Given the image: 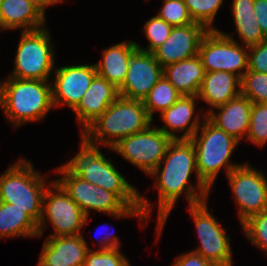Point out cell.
Returning <instances> with one entry per match:
<instances>
[{
    "label": "cell",
    "instance_id": "obj_1",
    "mask_svg": "<svg viewBox=\"0 0 267 266\" xmlns=\"http://www.w3.org/2000/svg\"><path fill=\"white\" fill-rule=\"evenodd\" d=\"M195 174L196 184L190 181ZM154 178L157 189L156 238H160L170 212L179 197L185 194L188 206L208 200L211 189L199 178L196 151L190 140H172L165 156L149 175Z\"/></svg>",
    "mask_w": 267,
    "mask_h": 266
},
{
    "label": "cell",
    "instance_id": "obj_2",
    "mask_svg": "<svg viewBox=\"0 0 267 266\" xmlns=\"http://www.w3.org/2000/svg\"><path fill=\"white\" fill-rule=\"evenodd\" d=\"M77 154L65 164L82 180L115 193L127 206H141L143 216L149 222L153 204L136 187L124 178L99 147L88 145L80 139Z\"/></svg>",
    "mask_w": 267,
    "mask_h": 266
},
{
    "label": "cell",
    "instance_id": "obj_3",
    "mask_svg": "<svg viewBox=\"0 0 267 266\" xmlns=\"http://www.w3.org/2000/svg\"><path fill=\"white\" fill-rule=\"evenodd\" d=\"M153 122L143 101L119 96L80 138L88 145L106 147L110 151L123 138L144 131Z\"/></svg>",
    "mask_w": 267,
    "mask_h": 266
},
{
    "label": "cell",
    "instance_id": "obj_4",
    "mask_svg": "<svg viewBox=\"0 0 267 266\" xmlns=\"http://www.w3.org/2000/svg\"><path fill=\"white\" fill-rule=\"evenodd\" d=\"M0 108L17 129L44 120L54 106L50 81L6 77L0 82Z\"/></svg>",
    "mask_w": 267,
    "mask_h": 266
},
{
    "label": "cell",
    "instance_id": "obj_5",
    "mask_svg": "<svg viewBox=\"0 0 267 266\" xmlns=\"http://www.w3.org/2000/svg\"><path fill=\"white\" fill-rule=\"evenodd\" d=\"M54 173L61 174L60 178L55 180L86 216H90L91 211L102 212L115 219L139 218L142 228L148 225L141 206H127L115 193L82 180L66 164L60 165Z\"/></svg>",
    "mask_w": 267,
    "mask_h": 266
},
{
    "label": "cell",
    "instance_id": "obj_6",
    "mask_svg": "<svg viewBox=\"0 0 267 266\" xmlns=\"http://www.w3.org/2000/svg\"><path fill=\"white\" fill-rule=\"evenodd\" d=\"M48 183L26 158H19L0 174V201L24 210L37 224L42 215L43 197Z\"/></svg>",
    "mask_w": 267,
    "mask_h": 266
},
{
    "label": "cell",
    "instance_id": "obj_7",
    "mask_svg": "<svg viewBox=\"0 0 267 266\" xmlns=\"http://www.w3.org/2000/svg\"><path fill=\"white\" fill-rule=\"evenodd\" d=\"M196 151L199 178L212 190L220 170L227 176L241 164L230 161L240 142L218 128L207 117L190 139Z\"/></svg>",
    "mask_w": 267,
    "mask_h": 266
},
{
    "label": "cell",
    "instance_id": "obj_8",
    "mask_svg": "<svg viewBox=\"0 0 267 266\" xmlns=\"http://www.w3.org/2000/svg\"><path fill=\"white\" fill-rule=\"evenodd\" d=\"M13 70L7 77L51 81L55 70V48L47 26L20 34Z\"/></svg>",
    "mask_w": 267,
    "mask_h": 266
},
{
    "label": "cell",
    "instance_id": "obj_9",
    "mask_svg": "<svg viewBox=\"0 0 267 266\" xmlns=\"http://www.w3.org/2000/svg\"><path fill=\"white\" fill-rule=\"evenodd\" d=\"M88 220L89 216L85 215L63 187L56 180L50 181L43 197L42 215L38 223V239L43 237L49 223L54 231L47 237L83 234L81 231L85 229Z\"/></svg>",
    "mask_w": 267,
    "mask_h": 266
},
{
    "label": "cell",
    "instance_id": "obj_10",
    "mask_svg": "<svg viewBox=\"0 0 267 266\" xmlns=\"http://www.w3.org/2000/svg\"><path fill=\"white\" fill-rule=\"evenodd\" d=\"M205 72L225 71L240 79L248 70V47L227 32L208 30L198 51Z\"/></svg>",
    "mask_w": 267,
    "mask_h": 266
},
{
    "label": "cell",
    "instance_id": "obj_11",
    "mask_svg": "<svg viewBox=\"0 0 267 266\" xmlns=\"http://www.w3.org/2000/svg\"><path fill=\"white\" fill-rule=\"evenodd\" d=\"M208 207V200L188 206L199 239V245L193 251L216 266H232L230 235Z\"/></svg>",
    "mask_w": 267,
    "mask_h": 266
},
{
    "label": "cell",
    "instance_id": "obj_12",
    "mask_svg": "<svg viewBox=\"0 0 267 266\" xmlns=\"http://www.w3.org/2000/svg\"><path fill=\"white\" fill-rule=\"evenodd\" d=\"M171 142L169 136L151 124L144 131L126 136L110 150L149 176L160 164Z\"/></svg>",
    "mask_w": 267,
    "mask_h": 266
},
{
    "label": "cell",
    "instance_id": "obj_13",
    "mask_svg": "<svg viewBox=\"0 0 267 266\" xmlns=\"http://www.w3.org/2000/svg\"><path fill=\"white\" fill-rule=\"evenodd\" d=\"M249 163H241L226 177L238 207L240 224L254 214L267 211V176Z\"/></svg>",
    "mask_w": 267,
    "mask_h": 266
},
{
    "label": "cell",
    "instance_id": "obj_14",
    "mask_svg": "<svg viewBox=\"0 0 267 266\" xmlns=\"http://www.w3.org/2000/svg\"><path fill=\"white\" fill-rule=\"evenodd\" d=\"M96 75L94 64L55 68L51 79L54 108L66 105L73 111L80 103Z\"/></svg>",
    "mask_w": 267,
    "mask_h": 266
},
{
    "label": "cell",
    "instance_id": "obj_15",
    "mask_svg": "<svg viewBox=\"0 0 267 266\" xmlns=\"http://www.w3.org/2000/svg\"><path fill=\"white\" fill-rule=\"evenodd\" d=\"M162 76L163 67L154 54L137 49L130 58L125 80L118 88L119 96L143 101Z\"/></svg>",
    "mask_w": 267,
    "mask_h": 266
},
{
    "label": "cell",
    "instance_id": "obj_16",
    "mask_svg": "<svg viewBox=\"0 0 267 266\" xmlns=\"http://www.w3.org/2000/svg\"><path fill=\"white\" fill-rule=\"evenodd\" d=\"M208 29L200 23L173 27L169 37L154 52L159 64L164 68L175 62L198 55L200 43Z\"/></svg>",
    "mask_w": 267,
    "mask_h": 266
},
{
    "label": "cell",
    "instance_id": "obj_17",
    "mask_svg": "<svg viewBox=\"0 0 267 266\" xmlns=\"http://www.w3.org/2000/svg\"><path fill=\"white\" fill-rule=\"evenodd\" d=\"M197 100V96L181 95L171 107L159 114L164 125L156 127L172 140H190L206 118L202 112H196ZM180 132L183 133L181 136Z\"/></svg>",
    "mask_w": 267,
    "mask_h": 266
},
{
    "label": "cell",
    "instance_id": "obj_18",
    "mask_svg": "<svg viewBox=\"0 0 267 266\" xmlns=\"http://www.w3.org/2000/svg\"><path fill=\"white\" fill-rule=\"evenodd\" d=\"M47 0H3L0 4V30L33 31L47 26Z\"/></svg>",
    "mask_w": 267,
    "mask_h": 266
},
{
    "label": "cell",
    "instance_id": "obj_19",
    "mask_svg": "<svg viewBox=\"0 0 267 266\" xmlns=\"http://www.w3.org/2000/svg\"><path fill=\"white\" fill-rule=\"evenodd\" d=\"M88 250L83 234L47 237L37 266H83Z\"/></svg>",
    "mask_w": 267,
    "mask_h": 266
},
{
    "label": "cell",
    "instance_id": "obj_20",
    "mask_svg": "<svg viewBox=\"0 0 267 266\" xmlns=\"http://www.w3.org/2000/svg\"><path fill=\"white\" fill-rule=\"evenodd\" d=\"M118 97V88L97 74L73 110L76 121L80 123V133L100 117Z\"/></svg>",
    "mask_w": 267,
    "mask_h": 266
},
{
    "label": "cell",
    "instance_id": "obj_21",
    "mask_svg": "<svg viewBox=\"0 0 267 266\" xmlns=\"http://www.w3.org/2000/svg\"><path fill=\"white\" fill-rule=\"evenodd\" d=\"M251 107L252 102L240 94L226 104L214 108L206 117L218 128L241 142L246 139L249 130Z\"/></svg>",
    "mask_w": 267,
    "mask_h": 266
},
{
    "label": "cell",
    "instance_id": "obj_22",
    "mask_svg": "<svg viewBox=\"0 0 267 266\" xmlns=\"http://www.w3.org/2000/svg\"><path fill=\"white\" fill-rule=\"evenodd\" d=\"M241 94V79L225 71L205 72L197 94L199 100L209 105L207 115L214 108L226 104Z\"/></svg>",
    "mask_w": 267,
    "mask_h": 266
},
{
    "label": "cell",
    "instance_id": "obj_23",
    "mask_svg": "<svg viewBox=\"0 0 267 266\" xmlns=\"http://www.w3.org/2000/svg\"><path fill=\"white\" fill-rule=\"evenodd\" d=\"M137 49L133 40L105 48L102 59L94 63L97 74L119 88L125 80L130 58Z\"/></svg>",
    "mask_w": 267,
    "mask_h": 266
},
{
    "label": "cell",
    "instance_id": "obj_24",
    "mask_svg": "<svg viewBox=\"0 0 267 266\" xmlns=\"http://www.w3.org/2000/svg\"><path fill=\"white\" fill-rule=\"evenodd\" d=\"M163 76L183 96H197L205 76L201 58L181 60L163 68Z\"/></svg>",
    "mask_w": 267,
    "mask_h": 266
},
{
    "label": "cell",
    "instance_id": "obj_25",
    "mask_svg": "<svg viewBox=\"0 0 267 266\" xmlns=\"http://www.w3.org/2000/svg\"><path fill=\"white\" fill-rule=\"evenodd\" d=\"M231 14L235 30L241 45L251 47L266 40L267 37L257 23L256 13L254 11V0H232Z\"/></svg>",
    "mask_w": 267,
    "mask_h": 266
},
{
    "label": "cell",
    "instance_id": "obj_26",
    "mask_svg": "<svg viewBox=\"0 0 267 266\" xmlns=\"http://www.w3.org/2000/svg\"><path fill=\"white\" fill-rule=\"evenodd\" d=\"M21 236L38 238V224L24 210L0 201V240Z\"/></svg>",
    "mask_w": 267,
    "mask_h": 266
},
{
    "label": "cell",
    "instance_id": "obj_27",
    "mask_svg": "<svg viewBox=\"0 0 267 266\" xmlns=\"http://www.w3.org/2000/svg\"><path fill=\"white\" fill-rule=\"evenodd\" d=\"M180 97L181 94L164 76H162L151 88L149 94L143 100V103L148 115L153 120L156 112L161 114L171 107Z\"/></svg>",
    "mask_w": 267,
    "mask_h": 266
},
{
    "label": "cell",
    "instance_id": "obj_28",
    "mask_svg": "<svg viewBox=\"0 0 267 266\" xmlns=\"http://www.w3.org/2000/svg\"><path fill=\"white\" fill-rule=\"evenodd\" d=\"M193 22L200 23L208 30H218L214 27L215 18L223 6L224 0H184Z\"/></svg>",
    "mask_w": 267,
    "mask_h": 266
},
{
    "label": "cell",
    "instance_id": "obj_29",
    "mask_svg": "<svg viewBox=\"0 0 267 266\" xmlns=\"http://www.w3.org/2000/svg\"><path fill=\"white\" fill-rule=\"evenodd\" d=\"M246 141L263 147L267 144V104L252 103L249 130Z\"/></svg>",
    "mask_w": 267,
    "mask_h": 266
},
{
    "label": "cell",
    "instance_id": "obj_30",
    "mask_svg": "<svg viewBox=\"0 0 267 266\" xmlns=\"http://www.w3.org/2000/svg\"><path fill=\"white\" fill-rule=\"evenodd\" d=\"M241 227L251 244L267 256V211L250 216Z\"/></svg>",
    "mask_w": 267,
    "mask_h": 266
},
{
    "label": "cell",
    "instance_id": "obj_31",
    "mask_svg": "<svg viewBox=\"0 0 267 266\" xmlns=\"http://www.w3.org/2000/svg\"><path fill=\"white\" fill-rule=\"evenodd\" d=\"M241 94L252 103L267 104V73L247 70L241 78Z\"/></svg>",
    "mask_w": 267,
    "mask_h": 266
},
{
    "label": "cell",
    "instance_id": "obj_32",
    "mask_svg": "<svg viewBox=\"0 0 267 266\" xmlns=\"http://www.w3.org/2000/svg\"><path fill=\"white\" fill-rule=\"evenodd\" d=\"M173 26L166 23L157 15L152 16L149 20L144 23L142 31L149 42L146 48L141 47L140 44L136 43L138 49L153 53L164 41L169 37Z\"/></svg>",
    "mask_w": 267,
    "mask_h": 266
},
{
    "label": "cell",
    "instance_id": "obj_33",
    "mask_svg": "<svg viewBox=\"0 0 267 266\" xmlns=\"http://www.w3.org/2000/svg\"><path fill=\"white\" fill-rule=\"evenodd\" d=\"M156 15L173 27L194 23L184 0H164Z\"/></svg>",
    "mask_w": 267,
    "mask_h": 266
},
{
    "label": "cell",
    "instance_id": "obj_34",
    "mask_svg": "<svg viewBox=\"0 0 267 266\" xmlns=\"http://www.w3.org/2000/svg\"><path fill=\"white\" fill-rule=\"evenodd\" d=\"M120 249L88 250L83 266H131Z\"/></svg>",
    "mask_w": 267,
    "mask_h": 266
},
{
    "label": "cell",
    "instance_id": "obj_35",
    "mask_svg": "<svg viewBox=\"0 0 267 266\" xmlns=\"http://www.w3.org/2000/svg\"><path fill=\"white\" fill-rule=\"evenodd\" d=\"M248 70L267 73V39L248 47Z\"/></svg>",
    "mask_w": 267,
    "mask_h": 266
},
{
    "label": "cell",
    "instance_id": "obj_36",
    "mask_svg": "<svg viewBox=\"0 0 267 266\" xmlns=\"http://www.w3.org/2000/svg\"><path fill=\"white\" fill-rule=\"evenodd\" d=\"M171 266H216L193 250L178 255Z\"/></svg>",
    "mask_w": 267,
    "mask_h": 266
},
{
    "label": "cell",
    "instance_id": "obj_37",
    "mask_svg": "<svg viewBox=\"0 0 267 266\" xmlns=\"http://www.w3.org/2000/svg\"><path fill=\"white\" fill-rule=\"evenodd\" d=\"M254 11L257 23L261 27L263 34L267 37V0H254Z\"/></svg>",
    "mask_w": 267,
    "mask_h": 266
},
{
    "label": "cell",
    "instance_id": "obj_38",
    "mask_svg": "<svg viewBox=\"0 0 267 266\" xmlns=\"http://www.w3.org/2000/svg\"><path fill=\"white\" fill-rule=\"evenodd\" d=\"M104 234L105 235H104L103 239H99V237H98V239H99L98 240L96 238V240H98V243H97L98 246H99L98 250H109V249H116V248L120 249L121 248L120 246H121L122 243L120 242L119 237L114 235L115 232L111 233V234L109 232H107V234L106 233H104Z\"/></svg>",
    "mask_w": 267,
    "mask_h": 266
},
{
    "label": "cell",
    "instance_id": "obj_39",
    "mask_svg": "<svg viewBox=\"0 0 267 266\" xmlns=\"http://www.w3.org/2000/svg\"><path fill=\"white\" fill-rule=\"evenodd\" d=\"M63 1L65 0H47V3L50 6H53V5H58L59 3H62Z\"/></svg>",
    "mask_w": 267,
    "mask_h": 266
}]
</instances>
